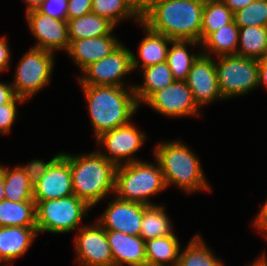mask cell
I'll list each match as a JSON object with an SVG mask.
<instances>
[{
	"instance_id": "obj_1",
	"label": "cell",
	"mask_w": 267,
	"mask_h": 266,
	"mask_svg": "<svg viewBox=\"0 0 267 266\" xmlns=\"http://www.w3.org/2000/svg\"><path fill=\"white\" fill-rule=\"evenodd\" d=\"M86 99L94 138L129 124L136 114L137 103L133 87L107 85L79 86Z\"/></svg>"
},
{
	"instance_id": "obj_2",
	"label": "cell",
	"mask_w": 267,
	"mask_h": 266,
	"mask_svg": "<svg viewBox=\"0 0 267 266\" xmlns=\"http://www.w3.org/2000/svg\"><path fill=\"white\" fill-rule=\"evenodd\" d=\"M69 161L73 193L94 208L99 202L114 195L117 166L98 151L73 155L62 152Z\"/></svg>"
},
{
	"instance_id": "obj_3",
	"label": "cell",
	"mask_w": 267,
	"mask_h": 266,
	"mask_svg": "<svg viewBox=\"0 0 267 266\" xmlns=\"http://www.w3.org/2000/svg\"><path fill=\"white\" fill-rule=\"evenodd\" d=\"M153 150V156L160 164L166 186H175L186 194L210 192L198 155L181 140L160 141Z\"/></svg>"
},
{
	"instance_id": "obj_4",
	"label": "cell",
	"mask_w": 267,
	"mask_h": 266,
	"mask_svg": "<svg viewBox=\"0 0 267 266\" xmlns=\"http://www.w3.org/2000/svg\"><path fill=\"white\" fill-rule=\"evenodd\" d=\"M205 0H157L142 22L172 40L201 43Z\"/></svg>"
},
{
	"instance_id": "obj_5",
	"label": "cell",
	"mask_w": 267,
	"mask_h": 266,
	"mask_svg": "<svg viewBox=\"0 0 267 266\" xmlns=\"http://www.w3.org/2000/svg\"><path fill=\"white\" fill-rule=\"evenodd\" d=\"M135 161L117 167L114 195L124 201L156 205L154 195L167 189L158 161Z\"/></svg>"
},
{
	"instance_id": "obj_6",
	"label": "cell",
	"mask_w": 267,
	"mask_h": 266,
	"mask_svg": "<svg viewBox=\"0 0 267 266\" xmlns=\"http://www.w3.org/2000/svg\"><path fill=\"white\" fill-rule=\"evenodd\" d=\"M92 208L75 195L35 203L36 229L39 234L76 232ZM82 224V225H81Z\"/></svg>"
},
{
	"instance_id": "obj_7",
	"label": "cell",
	"mask_w": 267,
	"mask_h": 266,
	"mask_svg": "<svg viewBox=\"0 0 267 266\" xmlns=\"http://www.w3.org/2000/svg\"><path fill=\"white\" fill-rule=\"evenodd\" d=\"M55 53L31 47L17 63L10 82L17 97L30 101L50 84L54 72Z\"/></svg>"
},
{
	"instance_id": "obj_8",
	"label": "cell",
	"mask_w": 267,
	"mask_h": 266,
	"mask_svg": "<svg viewBox=\"0 0 267 266\" xmlns=\"http://www.w3.org/2000/svg\"><path fill=\"white\" fill-rule=\"evenodd\" d=\"M215 66L224 100L248 95L250 91L259 87V60L257 59L223 55L215 57Z\"/></svg>"
},
{
	"instance_id": "obj_9",
	"label": "cell",
	"mask_w": 267,
	"mask_h": 266,
	"mask_svg": "<svg viewBox=\"0 0 267 266\" xmlns=\"http://www.w3.org/2000/svg\"><path fill=\"white\" fill-rule=\"evenodd\" d=\"M132 51L123 43L110 55L91 63L77 77L79 86L107 85L117 87H133L126 84L124 77L133 73ZM127 85V86H125Z\"/></svg>"
},
{
	"instance_id": "obj_10",
	"label": "cell",
	"mask_w": 267,
	"mask_h": 266,
	"mask_svg": "<svg viewBox=\"0 0 267 266\" xmlns=\"http://www.w3.org/2000/svg\"><path fill=\"white\" fill-rule=\"evenodd\" d=\"M133 122L105 132L95 139L100 149L97 148V151L117 167L139 161L135 153L146 142V132H141Z\"/></svg>"
},
{
	"instance_id": "obj_11",
	"label": "cell",
	"mask_w": 267,
	"mask_h": 266,
	"mask_svg": "<svg viewBox=\"0 0 267 266\" xmlns=\"http://www.w3.org/2000/svg\"><path fill=\"white\" fill-rule=\"evenodd\" d=\"M91 224L75 232V260L80 266H114L106 230L97 221Z\"/></svg>"
},
{
	"instance_id": "obj_12",
	"label": "cell",
	"mask_w": 267,
	"mask_h": 266,
	"mask_svg": "<svg viewBox=\"0 0 267 266\" xmlns=\"http://www.w3.org/2000/svg\"><path fill=\"white\" fill-rule=\"evenodd\" d=\"M145 104L168 118L203 116L186 81H174L171 85L155 92Z\"/></svg>"
},
{
	"instance_id": "obj_13",
	"label": "cell",
	"mask_w": 267,
	"mask_h": 266,
	"mask_svg": "<svg viewBox=\"0 0 267 266\" xmlns=\"http://www.w3.org/2000/svg\"><path fill=\"white\" fill-rule=\"evenodd\" d=\"M25 13L28 29L36 39V44L32 47L53 53L68 51L70 42L67 21L52 18L40 13L37 9H31Z\"/></svg>"
},
{
	"instance_id": "obj_14",
	"label": "cell",
	"mask_w": 267,
	"mask_h": 266,
	"mask_svg": "<svg viewBox=\"0 0 267 266\" xmlns=\"http://www.w3.org/2000/svg\"><path fill=\"white\" fill-rule=\"evenodd\" d=\"M186 83L200 108L211 105L215 100L224 101L218 84L215 57L201 53L192 64Z\"/></svg>"
},
{
	"instance_id": "obj_15",
	"label": "cell",
	"mask_w": 267,
	"mask_h": 266,
	"mask_svg": "<svg viewBox=\"0 0 267 266\" xmlns=\"http://www.w3.org/2000/svg\"><path fill=\"white\" fill-rule=\"evenodd\" d=\"M147 205L124 201L115 195L96 221L105 229L140 236L143 211Z\"/></svg>"
},
{
	"instance_id": "obj_16",
	"label": "cell",
	"mask_w": 267,
	"mask_h": 266,
	"mask_svg": "<svg viewBox=\"0 0 267 266\" xmlns=\"http://www.w3.org/2000/svg\"><path fill=\"white\" fill-rule=\"evenodd\" d=\"M70 195H74L70 163L61 154L33 185V200L39 203Z\"/></svg>"
},
{
	"instance_id": "obj_17",
	"label": "cell",
	"mask_w": 267,
	"mask_h": 266,
	"mask_svg": "<svg viewBox=\"0 0 267 266\" xmlns=\"http://www.w3.org/2000/svg\"><path fill=\"white\" fill-rule=\"evenodd\" d=\"M112 32L107 36L73 40L65 52L80 69V73L91 63L110 55L122 41Z\"/></svg>"
},
{
	"instance_id": "obj_18",
	"label": "cell",
	"mask_w": 267,
	"mask_h": 266,
	"mask_svg": "<svg viewBox=\"0 0 267 266\" xmlns=\"http://www.w3.org/2000/svg\"><path fill=\"white\" fill-rule=\"evenodd\" d=\"M106 236L114 266L146 265L145 241L140 236H131L113 230H106Z\"/></svg>"
},
{
	"instance_id": "obj_19",
	"label": "cell",
	"mask_w": 267,
	"mask_h": 266,
	"mask_svg": "<svg viewBox=\"0 0 267 266\" xmlns=\"http://www.w3.org/2000/svg\"><path fill=\"white\" fill-rule=\"evenodd\" d=\"M36 227H0V266H12L36 241Z\"/></svg>"
},
{
	"instance_id": "obj_20",
	"label": "cell",
	"mask_w": 267,
	"mask_h": 266,
	"mask_svg": "<svg viewBox=\"0 0 267 266\" xmlns=\"http://www.w3.org/2000/svg\"><path fill=\"white\" fill-rule=\"evenodd\" d=\"M138 25L144 29V33L146 34L137 48L139 57L135 53H131L132 69L134 72L135 70L139 71L143 68L167 61V52L172 41L167 36L151 30L142 21Z\"/></svg>"
},
{
	"instance_id": "obj_21",
	"label": "cell",
	"mask_w": 267,
	"mask_h": 266,
	"mask_svg": "<svg viewBox=\"0 0 267 266\" xmlns=\"http://www.w3.org/2000/svg\"><path fill=\"white\" fill-rule=\"evenodd\" d=\"M140 73H142L143 84H134L133 86L140 107L155 92L164 89L175 81L167 61L143 68Z\"/></svg>"
},
{
	"instance_id": "obj_22",
	"label": "cell",
	"mask_w": 267,
	"mask_h": 266,
	"mask_svg": "<svg viewBox=\"0 0 267 266\" xmlns=\"http://www.w3.org/2000/svg\"><path fill=\"white\" fill-rule=\"evenodd\" d=\"M201 48V43L192 40H172L167 52V63L175 81H186L194 61L202 53H190L188 47Z\"/></svg>"
},
{
	"instance_id": "obj_23",
	"label": "cell",
	"mask_w": 267,
	"mask_h": 266,
	"mask_svg": "<svg viewBox=\"0 0 267 266\" xmlns=\"http://www.w3.org/2000/svg\"><path fill=\"white\" fill-rule=\"evenodd\" d=\"M238 42L239 27L235 21H233L212 32L201 43V52L210 57L237 55Z\"/></svg>"
},
{
	"instance_id": "obj_24",
	"label": "cell",
	"mask_w": 267,
	"mask_h": 266,
	"mask_svg": "<svg viewBox=\"0 0 267 266\" xmlns=\"http://www.w3.org/2000/svg\"><path fill=\"white\" fill-rule=\"evenodd\" d=\"M181 244L175 234L145 241L146 265L177 266Z\"/></svg>"
},
{
	"instance_id": "obj_25",
	"label": "cell",
	"mask_w": 267,
	"mask_h": 266,
	"mask_svg": "<svg viewBox=\"0 0 267 266\" xmlns=\"http://www.w3.org/2000/svg\"><path fill=\"white\" fill-rule=\"evenodd\" d=\"M68 39L73 40L82 38H94L107 36L114 32L115 27L110 21L94 13H89L80 17L69 19L68 21Z\"/></svg>"
},
{
	"instance_id": "obj_26",
	"label": "cell",
	"mask_w": 267,
	"mask_h": 266,
	"mask_svg": "<svg viewBox=\"0 0 267 266\" xmlns=\"http://www.w3.org/2000/svg\"><path fill=\"white\" fill-rule=\"evenodd\" d=\"M165 209V206L159 203L144 209L140 230V237L144 241L174 234L172 221Z\"/></svg>"
},
{
	"instance_id": "obj_27",
	"label": "cell",
	"mask_w": 267,
	"mask_h": 266,
	"mask_svg": "<svg viewBox=\"0 0 267 266\" xmlns=\"http://www.w3.org/2000/svg\"><path fill=\"white\" fill-rule=\"evenodd\" d=\"M208 246L200 233L195 234L186 247L180 249L177 266H224Z\"/></svg>"
},
{
	"instance_id": "obj_28",
	"label": "cell",
	"mask_w": 267,
	"mask_h": 266,
	"mask_svg": "<svg viewBox=\"0 0 267 266\" xmlns=\"http://www.w3.org/2000/svg\"><path fill=\"white\" fill-rule=\"evenodd\" d=\"M5 183V199L13 202L34 201L33 184L29 181L20 165L5 167L0 164Z\"/></svg>"
},
{
	"instance_id": "obj_29",
	"label": "cell",
	"mask_w": 267,
	"mask_h": 266,
	"mask_svg": "<svg viewBox=\"0 0 267 266\" xmlns=\"http://www.w3.org/2000/svg\"><path fill=\"white\" fill-rule=\"evenodd\" d=\"M36 227V212L34 201L0 202V227Z\"/></svg>"
},
{
	"instance_id": "obj_30",
	"label": "cell",
	"mask_w": 267,
	"mask_h": 266,
	"mask_svg": "<svg viewBox=\"0 0 267 266\" xmlns=\"http://www.w3.org/2000/svg\"><path fill=\"white\" fill-rule=\"evenodd\" d=\"M237 55L264 59L267 57V27H239Z\"/></svg>"
},
{
	"instance_id": "obj_31",
	"label": "cell",
	"mask_w": 267,
	"mask_h": 266,
	"mask_svg": "<svg viewBox=\"0 0 267 266\" xmlns=\"http://www.w3.org/2000/svg\"><path fill=\"white\" fill-rule=\"evenodd\" d=\"M234 21V13L221 0H205L201 43L214 31Z\"/></svg>"
},
{
	"instance_id": "obj_32",
	"label": "cell",
	"mask_w": 267,
	"mask_h": 266,
	"mask_svg": "<svg viewBox=\"0 0 267 266\" xmlns=\"http://www.w3.org/2000/svg\"><path fill=\"white\" fill-rule=\"evenodd\" d=\"M91 12L107 19L115 27L119 22L132 19L137 23L142 19L130 8L127 0H93Z\"/></svg>"
},
{
	"instance_id": "obj_33",
	"label": "cell",
	"mask_w": 267,
	"mask_h": 266,
	"mask_svg": "<svg viewBox=\"0 0 267 266\" xmlns=\"http://www.w3.org/2000/svg\"><path fill=\"white\" fill-rule=\"evenodd\" d=\"M238 27H267V0H255L250 5L234 13Z\"/></svg>"
},
{
	"instance_id": "obj_34",
	"label": "cell",
	"mask_w": 267,
	"mask_h": 266,
	"mask_svg": "<svg viewBox=\"0 0 267 266\" xmlns=\"http://www.w3.org/2000/svg\"><path fill=\"white\" fill-rule=\"evenodd\" d=\"M27 101L20 97H15L11 102L0 105V134L6 135L11 132L12 125L16 121L18 105L25 104Z\"/></svg>"
},
{
	"instance_id": "obj_35",
	"label": "cell",
	"mask_w": 267,
	"mask_h": 266,
	"mask_svg": "<svg viewBox=\"0 0 267 266\" xmlns=\"http://www.w3.org/2000/svg\"><path fill=\"white\" fill-rule=\"evenodd\" d=\"M62 154V152L54 155L48 162L40 159H33L29 161L26 165H21L20 167L25 171L28 176L29 181L34 185L42 175L48 170L50 165Z\"/></svg>"
},
{
	"instance_id": "obj_36",
	"label": "cell",
	"mask_w": 267,
	"mask_h": 266,
	"mask_svg": "<svg viewBox=\"0 0 267 266\" xmlns=\"http://www.w3.org/2000/svg\"><path fill=\"white\" fill-rule=\"evenodd\" d=\"M68 0H43L36 8L40 13L67 21Z\"/></svg>"
},
{
	"instance_id": "obj_37",
	"label": "cell",
	"mask_w": 267,
	"mask_h": 266,
	"mask_svg": "<svg viewBox=\"0 0 267 266\" xmlns=\"http://www.w3.org/2000/svg\"><path fill=\"white\" fill-rule=\"evenodd\" d=\"M93 0H68L67 21L91 13Z\"/></svg>"
},
{
	"instance_id": "obj_38",
	"label": "cell",
	"mask_w": 267,
	"mask_h": 266,
	"mask_svg": "<svg viewBox=\"0 0 267 266\" xmlns=\"http://www.w3.org/2000/svg\"><path fill=\"white\" fill-rule=\"evenodd\" d=\"M252 225V228L261 233L265 237V241H267V199L259 209L256 217H254Z\"/></svg>"
},
{
	"instance_id": "obj_39",
	"label": "cell",
	"mask_w": 267,
	"mask_h": 266,
	"mask_svg": "<svg viewBox=\"0 0 267 266\" xmlns=\"http://www.w3.org/2000/svg\"><path fill=\"white\" fill-rule=\"evenodd\" d=\"M9 41L6 37H0V73L10 69L11 64V51Z\"/></svg>"
},
{
	"instance_id": "obj_40",
	"label": "cell",
	"mask_w": 267,
	"mask_h": 266,
	"mask_svg": "<svg viewBox=\"0 0 267 266\" xmlns=\"http://www.w3.org/2000/svg\"><path fill=\"white\" fill-rule=\"evenodd\" d=\"M157 0H127L130 8L142 19Z\"/></svg>"
},
{
	"instance_id": "obj_41",
	"label": "cell",
	"mask_w": 267,
	"mask_h": 266,
	"mask_svg": "<svg viewBox=\"0 0 267 266\" xmlns=\"http://www.w3.org/2000/svg\"><path fill=\"white\" fill-rule=\"evenodd\" d=\"M17 95L10 82L0 81V105L11 102Z\"/></svg>"
},
{
	"instance_id": "obj_42",
	"label": "cell",
	"mask_w": 267,
	"mask_h": 266,
	"mask_svg": "<svg viewBox=\"0 0 267 266\" xmlns=\"http://www.w3.org/2000/svg\"><path fill=\"white\" fill-rule=\"evenodd\" d=\"M233 13L245 8L255 0H221Z\"/></svg>"
},
{
	"instance_id": "obj_43",
	"label": "cell",
	"mask_w": 267,
	"mask_h": 266,
	"mask_svg": "<svg viewBox=\"0 0 267 266\" xmlns=\"http://www.w3.org/2000/svg\"><path fill=\"white\" fill-rule=\"evenodd\" d=\"M267 89V59L259 60V87Z\"/></svg>"
},
{
	"instance_id": "obj_44",
	"label": "cell",
	"mask_w": 267,
	"mask_h": 266,
	"mask_svg": "<svg viewBox=\"0 0 267 266\" xmlns=\"http://www.w3.org/2000/svg\"><path fill=\"white\" fill-rule=\"evenodd\" d=\"M27 9L25 11L36 9L43 0H23Z\"/></svg>"
},
{
	"instance_id": "obj_45",
	"label": "cell",
	"mask_w": 267,
	"mask_h": 266,
	"mask_svg": "<svg viewBox=\"0 0 267 266\" xmlns=\"http://www.w3.org/2000/svg\"><path fill=\"white\" fill-rule=\"evenodd\" d=\"M5 183H4V177H3V173L0 170V202L5 200Z\"/></svg>"
}]
</instances>
